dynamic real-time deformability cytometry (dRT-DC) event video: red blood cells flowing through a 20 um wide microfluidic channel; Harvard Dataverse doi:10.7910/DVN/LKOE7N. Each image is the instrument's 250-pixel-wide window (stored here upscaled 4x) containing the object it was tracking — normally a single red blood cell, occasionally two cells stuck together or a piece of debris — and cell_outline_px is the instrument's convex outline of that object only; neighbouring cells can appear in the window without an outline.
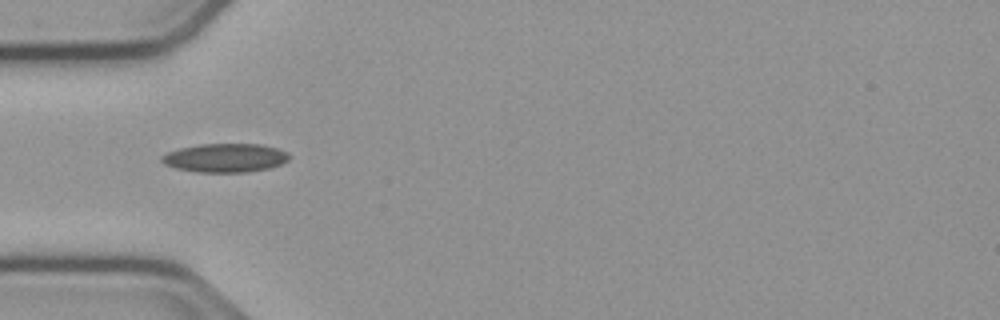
{"species": "common noctule bat (a hibernating species)", "species_latin": "Nyctalus noctula", "temperature_condition": "cold", "stored_images_in_passage": 3, "camera_frame_rate_fps": 3000, "um_per_image_px": 0.085, "animal": {"sex": "male", "body_mass_g": 23.1, "forearm_length_mm": 52.7}, "frame": {"image": 1, "passage_image": 1, "time_ms": 0.0, "image_size_px": [1000, 320], "cell_outline_px": [[288, 160], [272, 168], [248, 172], [196, 172], [176, 168], [164, 164], [160, 160], [160, 156], [168, 152], [180, 148], [200, 144], [260, 144], [276, 148], [288, 152]], "centroid_in_image_um": [19.13, 13.42], "position_along_channel_um": 65.9, "area_um2": 21.39}}